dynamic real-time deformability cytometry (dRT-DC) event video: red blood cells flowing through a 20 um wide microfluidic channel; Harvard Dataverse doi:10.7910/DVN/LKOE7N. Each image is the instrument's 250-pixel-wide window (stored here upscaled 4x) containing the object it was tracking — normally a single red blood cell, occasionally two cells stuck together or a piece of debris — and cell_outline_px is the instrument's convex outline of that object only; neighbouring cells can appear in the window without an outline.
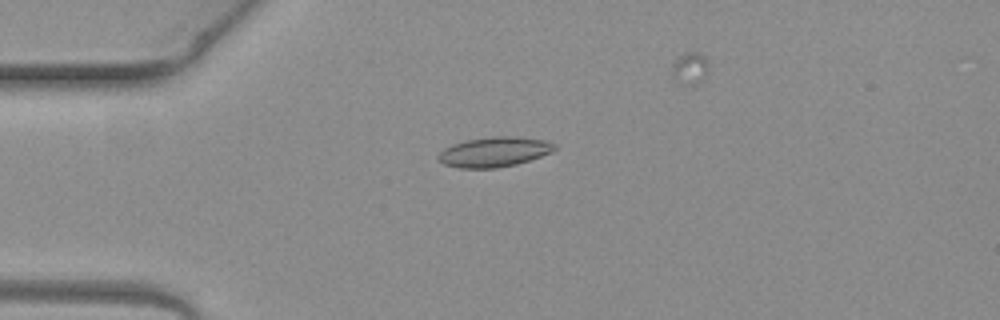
{"species": "common noctule bat (a hibernating species)", "species_latin": "Nyctalus noctula", "temperature_condition": "warm", "stored_images_in_passage": 6, "camera_frame_rate_fps": 3000, "um_per_image_px": 0.085, "animal": {"sex": "female", "body_mass_g": 19.3, "forearm_length_mm": 54.1}, "frame": {"image": 1, "passage_image": 3, "time_ms": 0.667, "image_size_px": [1000, 320], "cell_outline_px": [[556, 148], [552, 152], [516, 164], [496, 168], [460, 168], [444, 164], [436, 156], [444, 148], [452, 144], [468, 140], [492, 136], [516, 136], [544, 140], [556, 144]], "centroid_in_image_um": [42.0, 12.91], "position_along_channel_um": 43.0, "area_um2": 20.17}}
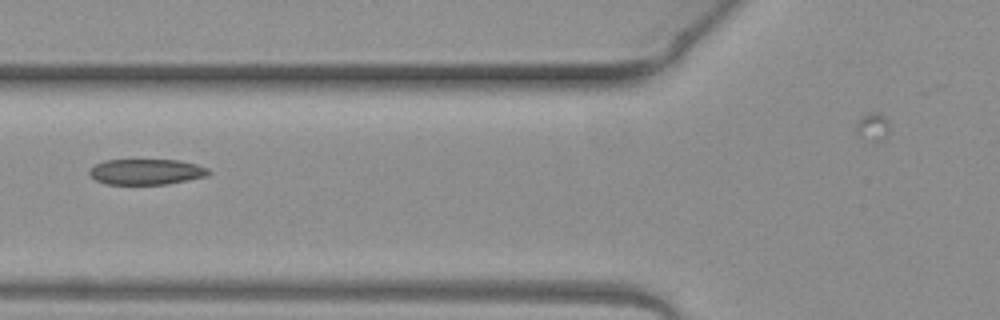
{"frame": {"image": 2, "passage_image": 5, "time_ms": 1.333, "image_size_px": [1000, 320], "cell_outline_px": [[212, 172], [208, 176], [168, 184], [108, 184], [96, 180], [88, 172], [96, 164], [104, 160], [180, 160], [196, 164], [208, 168]], "centroid_in_image_um": [12.49, 14.6], "position_along_channel_um": 113.3, "area_um2": 17.8}}